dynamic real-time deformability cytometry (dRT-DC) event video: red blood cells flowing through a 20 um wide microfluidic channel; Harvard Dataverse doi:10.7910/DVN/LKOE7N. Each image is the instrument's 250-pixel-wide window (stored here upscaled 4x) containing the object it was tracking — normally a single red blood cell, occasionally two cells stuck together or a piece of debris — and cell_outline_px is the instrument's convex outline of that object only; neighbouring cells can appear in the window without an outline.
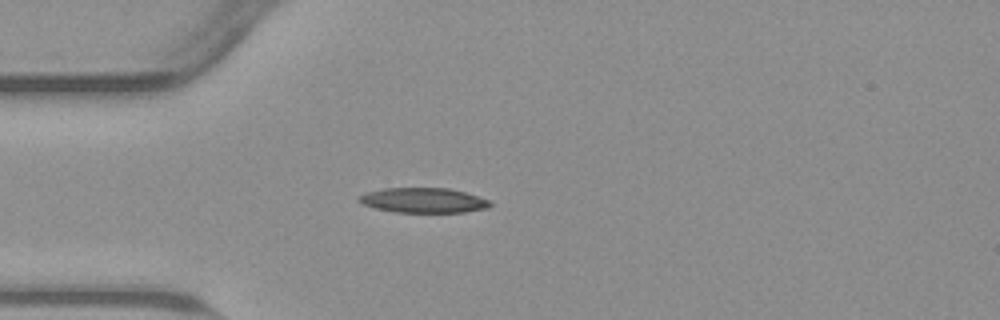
{"species": "common noctule bat (a hibernating species)", "species_latin": "Nyctalus noctula", "temperature_condition": "warm", "stored_images_in_passage": 42, "camera_frame_rate_fps": 3000, "um_per_image_px": 0.085, "animal": {"sex": "male", "body_mass_g": 23.1, "forearm_length_mm": 52.7}, "frame": {"image": 1, "passage_image": 6, "time_ms": 1.667, "image_size_px": [1000, 320], "cell_outline_px": [[492, 204], [488, 208], [464, 212], [396, 212], [376, 208], [364, 204], [356, 200], [360, 196], [368, 192], [384, 188], [448, 188], [464, 192], [488, 200]], "centroid_in_image_um": [35.99, 17.03], "position_along_channel_um": 49.0, "area_um2": 18.79}}
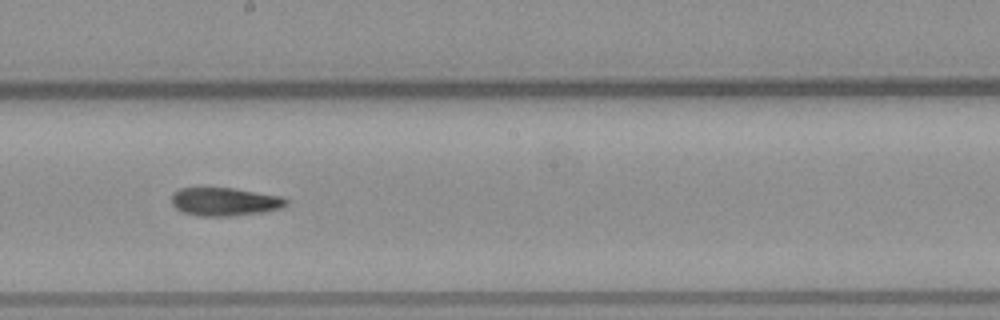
{"frame": {"image": 2, "passage_image": 21, "time_ms": 6.667, "image_size_px": [1000, 320], "cell_outline_px": [[288, 204], [280, 208], [260, 212], [232, 216], [200, 216], [184, 212], [176, 208], [172, 204], [172, 192], [180, 188], [232, 188], [280, 196], [288, 200]], "centroid_in_image_um": [19.07, 17.14], "position_along_channel_um": 229.1, "area_um2": 18.67}}
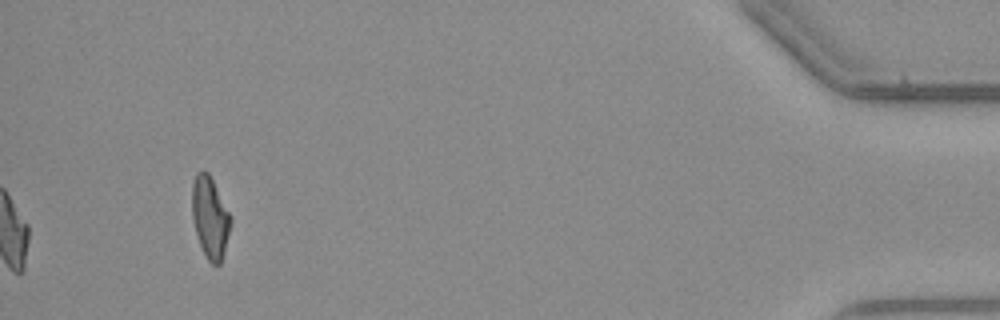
{"frame": {"image": 3, "passage_image": 42, "time_ms": 13.667, "image_size_px": [1000, 320], "cell_outline_px": [[232, 220], [224, 252], [220, 264], [212, 264], [208, 260], [200, 244], [196, 232], [192, 216], [192, 184], [196, 172], [208, 172], [232, 216]], "centroid_in_image_um": [17.86, 18.47], "position_along_channel_um": 417.3, "area_um2": 18.15}}